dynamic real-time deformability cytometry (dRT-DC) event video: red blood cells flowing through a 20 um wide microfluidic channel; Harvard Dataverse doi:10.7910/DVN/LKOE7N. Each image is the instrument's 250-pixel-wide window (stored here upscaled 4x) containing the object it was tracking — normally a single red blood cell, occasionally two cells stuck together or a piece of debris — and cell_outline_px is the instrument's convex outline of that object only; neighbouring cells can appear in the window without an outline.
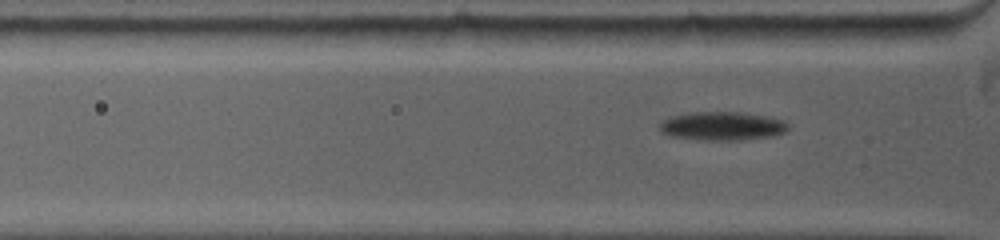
{"species": "common noctule bat (a hibernating species)", "species_latin": "Nyctalus noctula", "temperature_condition": "warm", "stored_images_in_passage": 5, "segment_of_instrument_passage": [2, 2], "camera_frame_rate_fps": 5000, "um_per_image_px": 0.085, "animal": {"sex": "female", "body_mass_g": 19.0, "forearm_length_mm": 53.3}, "frame": {"image": 1, "passage_image": 5, "time_ms": 3.6, "image_size_px": [1000, 240], "cell_outline_px": [[788, 128], [784, 132], [768, 136], [732, 140], [708, 140], [676, 136], [664, 132], [656, 124], [660, 120], [668, 116], [688, 112], [740, 112], [768, 116], [784, 120], [788, 124]], "centroid_in_image_um": [61.35, 10.68], "position_along_channel_um": 64.5, "area_um2": 21.21}}